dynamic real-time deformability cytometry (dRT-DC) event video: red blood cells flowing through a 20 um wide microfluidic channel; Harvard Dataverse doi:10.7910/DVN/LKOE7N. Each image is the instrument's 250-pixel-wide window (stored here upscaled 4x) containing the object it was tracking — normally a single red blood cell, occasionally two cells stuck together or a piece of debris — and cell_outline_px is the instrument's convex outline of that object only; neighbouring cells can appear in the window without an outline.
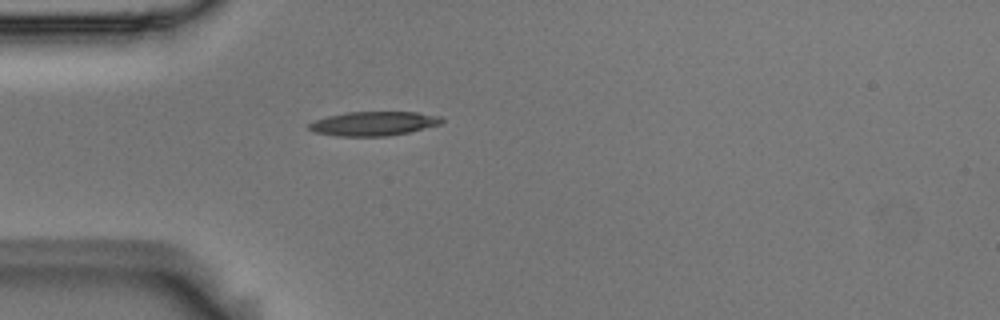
{"species": "Egyptian fruit bat (a non-hibernating species)", "species_latin": "Rousettus aegyptiacus", "temperature_condition": "room temperature", "stored_images_in_passage": 1, "camera_frame_rate_fps": 3000, "um_per_image_px": 0.085, "animal": {"sex": "male"}, "frame": {"image": 1, "passage_image": 1, "time_ms": 0.0, "image_size_px": [1000, 320], "cell_outline_px": [[444, 120], [440, 124], [408, 132], [388, 136], [340, 136], [312, 132], [308, 128], [308, 124], [316, 120], [328, 116], [348, 112], [416, 112], [440, 116]], "centroid_in_image_um": [31.74, 10.5], "position_along_channel_um": 53.3, "area_um2": 18.55}}